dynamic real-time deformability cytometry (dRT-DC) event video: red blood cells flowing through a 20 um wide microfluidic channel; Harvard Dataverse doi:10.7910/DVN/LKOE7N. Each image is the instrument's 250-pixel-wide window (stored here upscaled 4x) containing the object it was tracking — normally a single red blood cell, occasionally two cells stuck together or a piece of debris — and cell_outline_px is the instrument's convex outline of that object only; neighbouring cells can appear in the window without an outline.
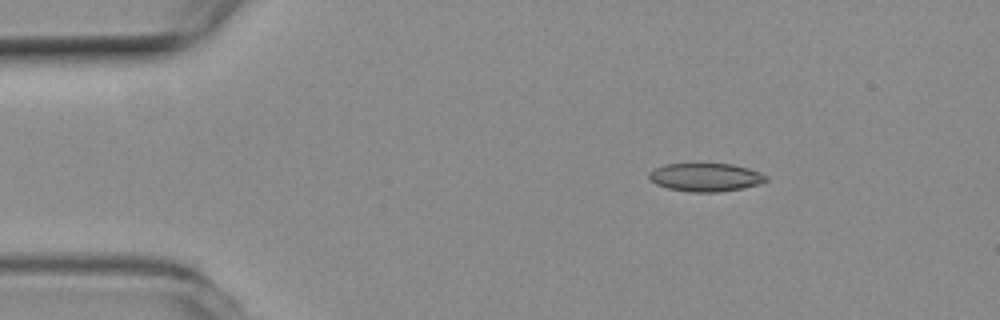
{"species": "common noctule bat (a hibernating species)", "species_latin": "Nyctalus noctula", "temperature_condition": "room temperature", "stored_images_in_passage": 5, "camera_frame_rate_fps": 3000, "um_per_image_px": 0.085, "animal": {"sex": "female", "body_mass_g": 19.3, "forearm_length_mm": 54.1}, "frame": {"image": 1, "passage_image": 3, "time_ms": 0.667, "image_size_px": [1000, 320], "cell_outline_px": [[768, 180], [756, 184], [740, 188], [720, 192], [692, 192], [668, 188], [656, 184], [648, 176], [648, 172], [664, 164], [700, 160], [732, 164], [748, 168], [760, 172], [768, 176]], "centroid_in_image_um": [59.94, 15.0], "position_along_channel_um": 25.1, "area_um2": 20.06}}